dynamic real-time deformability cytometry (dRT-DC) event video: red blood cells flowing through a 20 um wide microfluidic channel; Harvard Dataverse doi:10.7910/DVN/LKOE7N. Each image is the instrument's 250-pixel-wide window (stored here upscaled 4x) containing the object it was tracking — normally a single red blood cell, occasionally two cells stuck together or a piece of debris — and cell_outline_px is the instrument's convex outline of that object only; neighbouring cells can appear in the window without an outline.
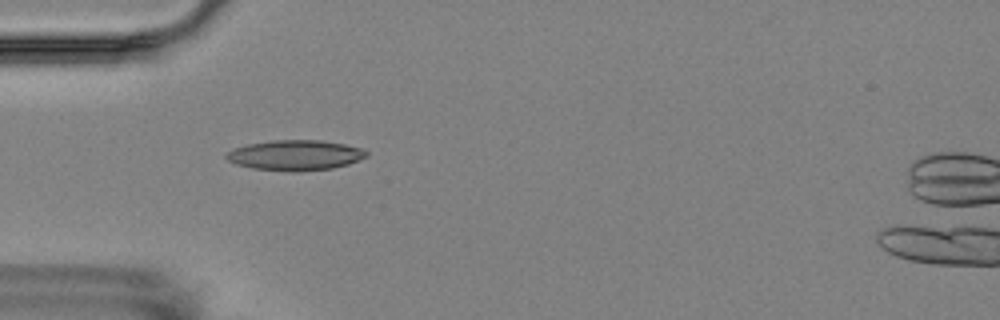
{"species": "Egyptian fruit bat (a non-hibernating species)", "species_latin": "Rousettus aegyptiacus", "temperature_condition": "room temperature", "stored_images_in_passage": 5, "camera_frame_rate_fps": 3000, "um_per_image_px": 0.085, "animal": {"sex": "female"}, "frame": {"image": 1, "passage_image": 3, "time_ms": 2.0, "image_size_px": [1000, 320], "cell_outline_px": [[368, 156], [360, 160], [348, 164], [332, 168], [296, 172], [292, 172], [252, 168], [236, 164], [228, 160], [224, 156], [232, 148], [248, 144], [272, 140], [320, 140], [344, 144], [364, 148], [368, 152]], "centroid_in_image_um": [25.11, 13.19], "position_along_channel_um": 59.9, "area_um2": 24.91}}